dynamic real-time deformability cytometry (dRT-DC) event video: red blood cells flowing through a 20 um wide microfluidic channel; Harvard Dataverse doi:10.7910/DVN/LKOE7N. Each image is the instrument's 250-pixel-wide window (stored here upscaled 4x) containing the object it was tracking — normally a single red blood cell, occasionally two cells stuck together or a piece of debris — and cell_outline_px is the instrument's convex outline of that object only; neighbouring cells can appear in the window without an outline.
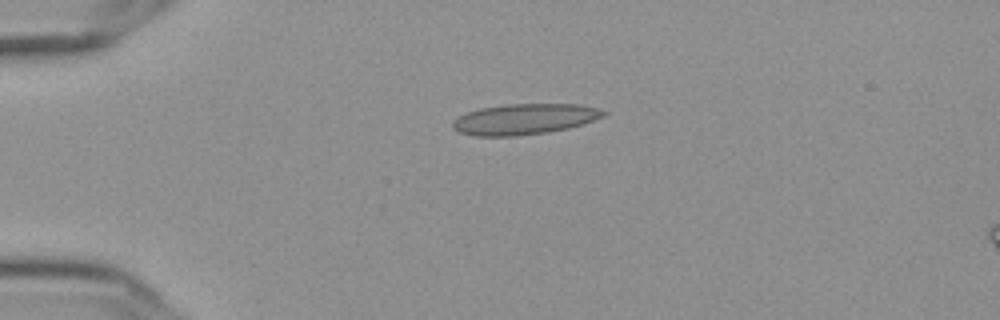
{"species": "Egyptian fruit bat (a non-hibernating species)", "species_latin": "Rousettus aegyptiacus", "temperature_condition": "cold", "stored_images_in_passage": 43, "camera_frame_rate_fps": 3000, "um_per_image_px": 0.085, "frame": {"image": 1, "passage_image": 1, "time_ms": 0.0, "image_size_px": [1000, 320], "cell_outline_px": [[608, 112], [604, 116], [568, 128], [548, 132], [516, 136], [476, 136], [460, 132], [452, 128], [452, 120], [468, 112], [480, 108], [508, 104], [576, 104], [596, 108]], "centroid_in_image_um": [44.54, 10.13], "position_along_channel_um": 40.5, "area_um2": 26.76}}
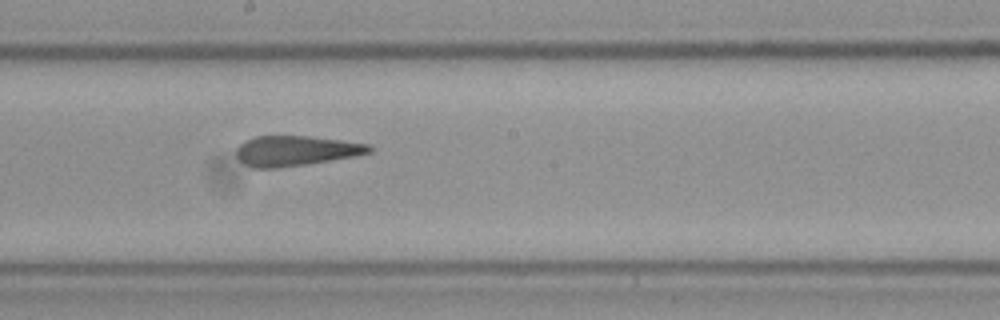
{"frame": {"image": 2, "passage_image": 19, "time_ms": 6.0, "image_size_px": [1000, 320], "cell_outline_px": [[372, 152], [356, 156], [304, 164], [276, 168], [252, 168], [244, 164], [236, 156], [236, 148], [244, 140], [256, 136], [308, 136], [340, 140], [368, 144], [372, 148]], "centroid_in_image_um": [25.1, 12.81], "position_along_channel_um": 223.1, "area_um2": 23.24}}
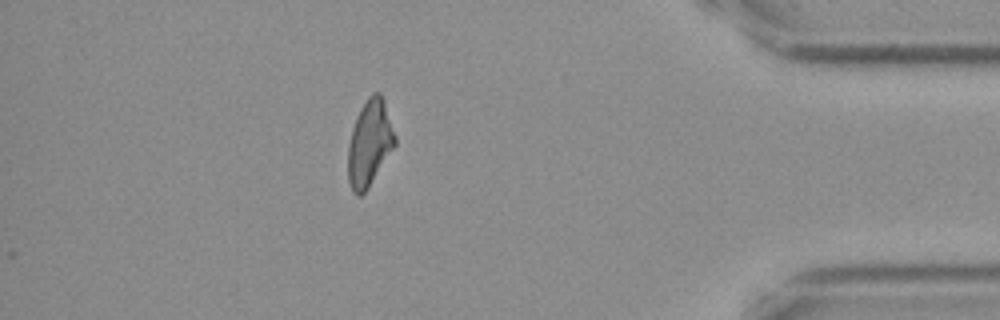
{"frame": {"image": 3, "passage_image": 37, "time_ms": 12.0, "image_size_px": [1000, 320], "cell_outline_px": [[396, 144], [368, 188], [360, 196], [356, 196], [352, 192], [348, 180], [348, 144], [352, 128], [360, 108], [368, 96], [372, 92], [380, 92], [384, 100], [396, 136]], "centroid_in_image_um": [31.41, 12.16], "position_along_channel_um": 403.8, "area_um2": 23.64}, "authors_computed_cell_mechanics": {"area_um2": 24.1604, "velocity_mm_per_s": 3.6319, "shape_relaxation_time_tau1_ms": null, "shape_relaxation_time_tau2_ms": 1.9536, "deformation_change_tau1": null, "deformation_change_tau2": 0.0849}}